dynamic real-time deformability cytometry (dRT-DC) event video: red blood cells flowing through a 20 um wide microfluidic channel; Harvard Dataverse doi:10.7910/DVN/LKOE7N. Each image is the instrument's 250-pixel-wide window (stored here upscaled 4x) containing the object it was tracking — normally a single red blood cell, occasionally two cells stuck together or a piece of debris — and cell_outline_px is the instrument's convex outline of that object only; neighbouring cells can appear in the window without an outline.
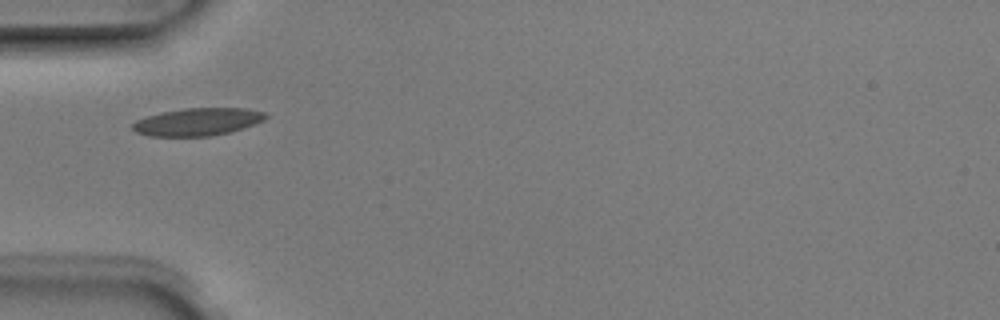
{"species": "Egyptian fruit bat (a non-hibernating species)", "species_latin": "Rousettus aegyptiacus", "temperature_condition": "room temperature", "stored_images_in_passage": 3, "camera_frame_rate_fps": 3000, "um_per_image_px": 0.085, "animal": {"sex": "male"}, "frame": {"image": 1, "passage_image": 1, "time_ms": 0.0, "image_size_px": [1000, 320], "cell_outline_px": [[268, 116], [264, 120], [228, 132], [208, 136], [148, 136], [136, 132], [132, 128], [132, 124], [136, 120], [160, 112], [184, 108], [244, 108], [268, 112]], "centroid_in_image_um": [16.78, 10.34], "position_along_channel_um": 68.2, "area_um2": 21.27}}
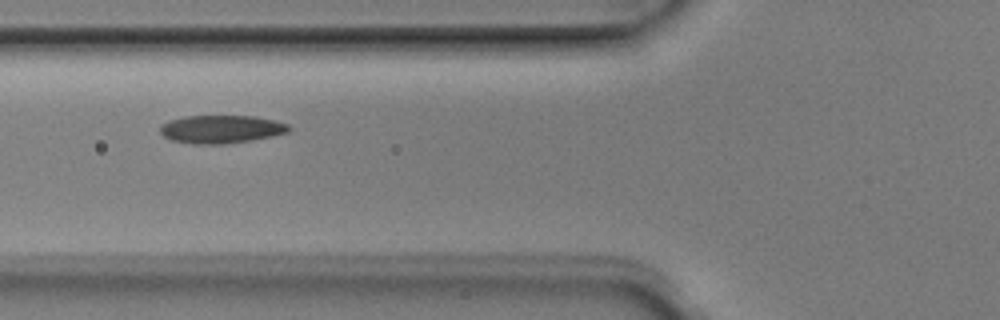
{"frame": {"image": 2, "passage_image": 2, "time_ms": 0.333, "image_size_px": [1000, 320], "cell_outline_px": [[292, 128], [288, 132], [272, 136], [252, 140], [224, 144], [192, 144], [172, 140], [164, 136], [160, 132], [160, 124], [168, 120], [184, 116], [256, 116], [288, 124]], "centroid_in_image_um": [18.78, 10.98], "position_along_channel_um": 107.0, "area_um2": 21.15}}
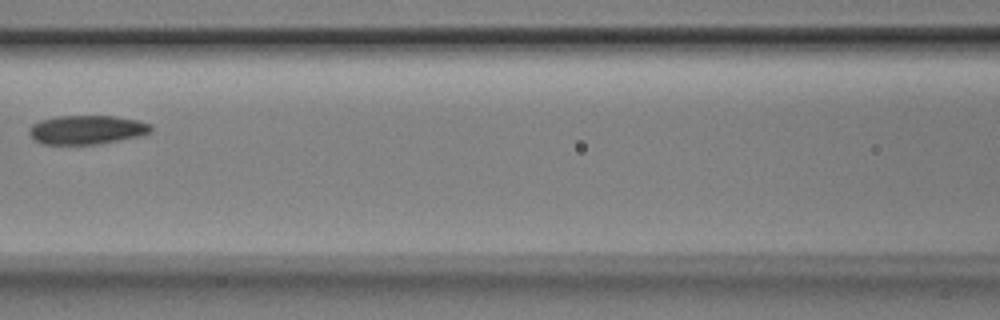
{"frame": {"image": 3, "passage_image": 3, "time_ms": 0.667, "image_size_px": [1000, 320], "cell_outline_px": [[152, 132], [144, 136], [100, 144], [44, 144], [36, 140], [28, 132], [28, 128], [32, 124], [40, 120], [56, 116], [112, 116], [140, 120], [152, 124]], "centroid_in_image_um": [7.45, 11.03], "position_along_channel_um": 159.2, "area_um2": 20.87}}